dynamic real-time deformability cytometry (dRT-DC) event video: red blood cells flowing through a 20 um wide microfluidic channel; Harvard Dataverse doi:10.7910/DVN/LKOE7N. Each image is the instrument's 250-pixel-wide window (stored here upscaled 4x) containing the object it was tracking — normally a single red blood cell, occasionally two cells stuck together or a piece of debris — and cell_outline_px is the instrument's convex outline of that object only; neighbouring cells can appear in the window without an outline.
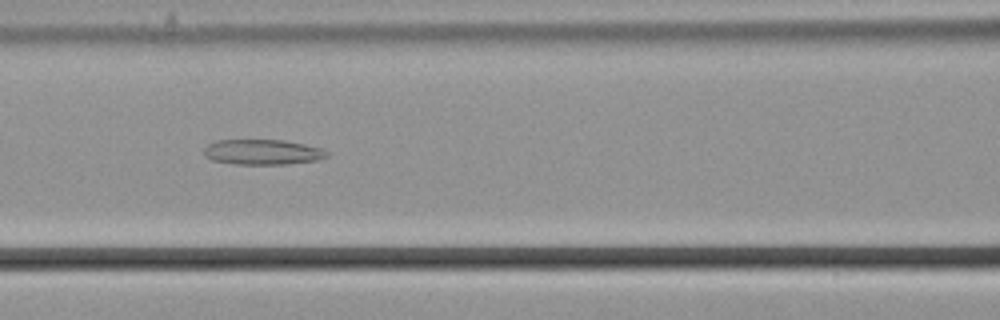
{"species": "common noctule bat (a hibernating species)", "species_latin": "Nyctalus noctula", "temperature_condition": "cold", "stored_images_in_passage": 55, "camera_frame_rate_fps": 3000, "um_per_image_px": 0.085, "animal": {"sex": "male", "body_mass_g": 21.5, "forearm_length_mm": 52.0}, "frame": {"image": 1, "passage_image": 24, "time_ms": 7.667, "image_size_px": [1000, 320], "cell_outline_px": [[328, 156], [316, 160], [288, 164], [232, 164], [212, 160], [204, 156], [204, 148], [208, 144], [216, 140], [284, 140], [304, 144], [320, 148], [328, 152]], "centroid_in_image_um": [22.28, 12.92], "position_along_channel_um": 144.3, "area_um2": 18.09}}
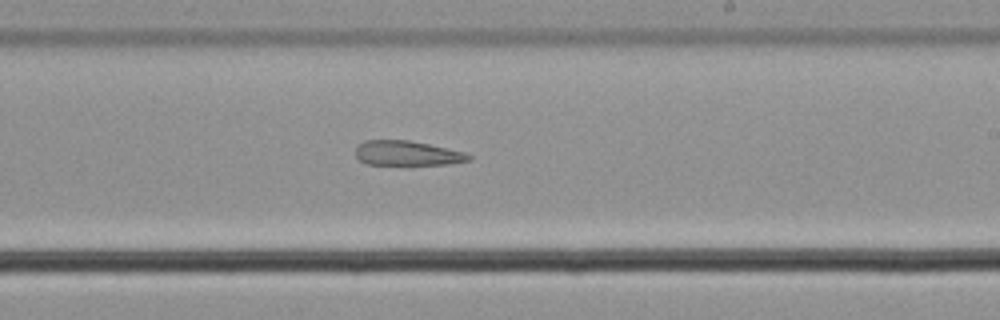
{"frame": {"image": 2, "passage_image": 33, "time_ms": 10.667, "image_size_px": [1000, 320], "cell_outline_px": [[472, 156], [468, 160], [448, 164], [412, 168], [408, 168], [364, 164], [356, 156], [356, 148], [364, 140], [408, 140], [428, 144], [464, 152]], "centroid_in_image_um": [34.58, 13.09], "position_along_channel_um": 254.4, "area_um2": 17.28}}
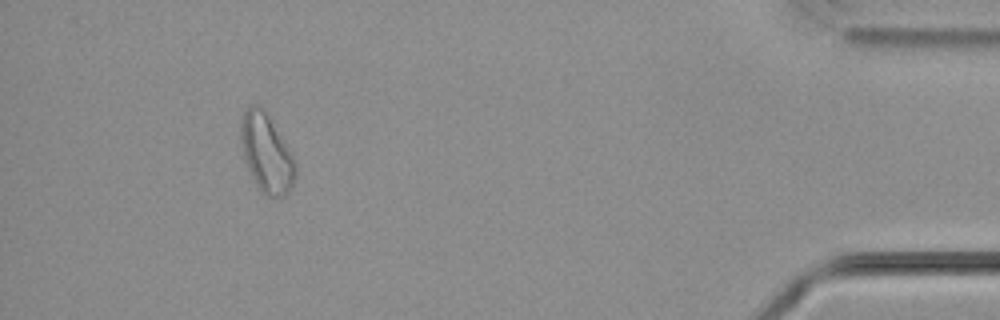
{"frame": {"image": 3, "passage_image": 51, "time_ms": 16.667, "image_size_px": [1000, 320], "cell_outline_px": [[296, 176], [288, 192], [284, 196], [264, 196], [260, 192], [244, 160], [240, 140], [240, 120], [244, 108], [248, 104], [260, 104], [292, 156], [296, 168]], "centroid_in_image_um": [22.59, 13.01], "position_along_channel_um": 412.6, "area_um2": 24.74}}